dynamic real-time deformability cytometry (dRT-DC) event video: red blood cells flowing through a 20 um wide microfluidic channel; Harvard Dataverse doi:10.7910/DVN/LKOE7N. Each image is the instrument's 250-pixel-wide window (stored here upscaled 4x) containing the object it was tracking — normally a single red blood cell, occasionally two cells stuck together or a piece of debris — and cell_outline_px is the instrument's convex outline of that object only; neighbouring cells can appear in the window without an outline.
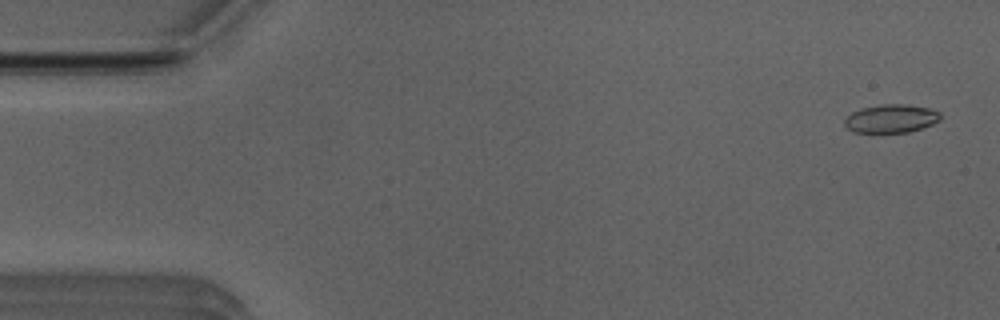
{"species": "Egyptian fruit bat (a non-hibernating species)", "species_latin": "Rousettus aegyptiacus", "temperature_condition": "room temperature", "stored_images_in_passage": 8, "camera_frame_rate_fps": 3000, "um_per_image_px": 0.085, "animal": {"sex": "male"}, "frame": {"image": 1, "passage_image": 2, "time_ms": 0.333, "image_size_px": [1000, 320], "cell_outline_px": [[940, 120], [932, 124], [908, 132], [852, 132], [844, 124], [844, 120], [852, 112], [860, 108], [884, 104], [900, 104], [928, 108], [940, 112]], "centroid_in_image_um": [75.72, 10.08], "position_along_channel_um": 9.3, "area_um2": 15.61}}